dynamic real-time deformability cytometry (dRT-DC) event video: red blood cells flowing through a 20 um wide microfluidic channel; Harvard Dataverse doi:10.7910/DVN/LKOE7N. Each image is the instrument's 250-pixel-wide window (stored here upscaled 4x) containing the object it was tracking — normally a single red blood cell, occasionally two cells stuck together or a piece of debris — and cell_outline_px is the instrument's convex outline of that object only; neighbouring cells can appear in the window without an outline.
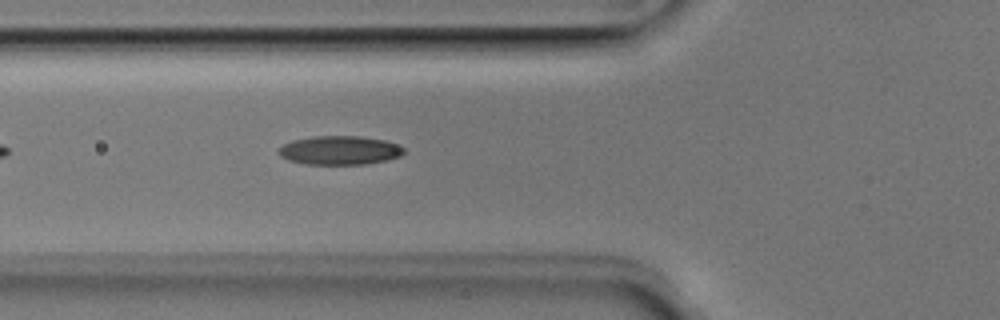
{"species": "Egyptian fruit bat (a non-hibernating species)", "species_latin": "Rousettus aegyptiacus", "temperature_condition": "room temperature", "stored_images_in_passage": 38, "camera_frame_rate_fps": 3000, "um_per_image_px": 0.085, "animal": {"sex": "male"}, "frame": {"image": 1, "passage_image": 6, "time_ms": 1.667, "image_size_px": [1000, 320], "cell_outline_px": [[404, 152], [400, 156], [388, 160], [364, 164], [304, 164], [288, 160], [280, 156], [276, 152], [284, 144], [292, 140], [316, 136], [360, 136], [384, 140], [396, 144], [404, 148]], "centroid_in_image_um": [28.85, 12.78], "position_along_channel_um": 96.9, "area_um2": 21.04}}
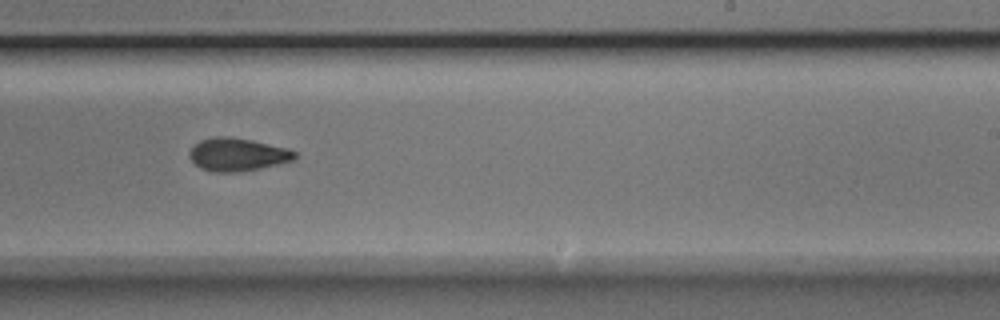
{"frame": {"image": 2, "passage_image": 19, "time_ms": 6.0, "image_size_px": [1000, 320], "cell_outline_px": [[296, 156], [292, 160], [260, 168], [240, 172], [212, 172], [200, 168], [188, 156], [188, 152], [192, 144], [200, 140], [212, 136], [228, 136], [252, 140], [288, 148], [296, 152]], "centroid_in_image_um": [20.12, 13.12], "position_along_channel_um": 268.9, "area_um2": 20.4}}
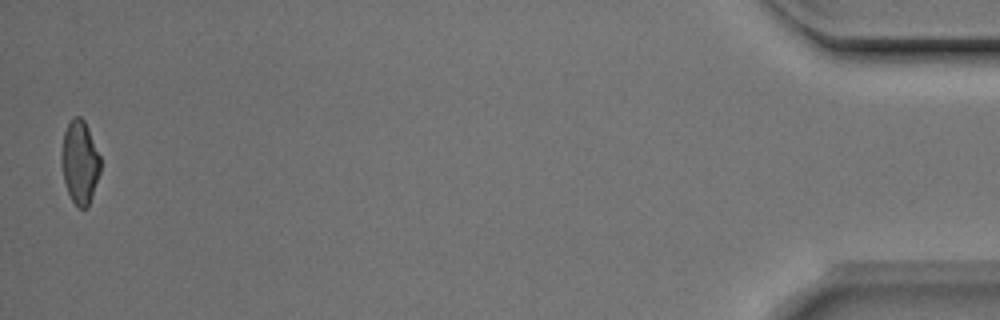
{"frame": {"image": 3, "passage_image": 38, "time_ms": 12.333, "image_size_px": [1000, 320], "cell_outline_px": [[100, 172], [88, 208], [80, 208], [72, 200], [68, 192], [64, 180], [60, 164], [60, 160], [64, 132], [68, 124], [76, 116], [80, 116], [84, 120], [88, 128], [100, 156]], "centroid_in_image_um": [6.78, 13.8], "position_along_channel_um": 428.4, "area_um2": 18.79}, "authors_computed_cell_mechanics": {"area_um2": 20.3456, "velocity_mm_per_s": 3.9615, "shape_relaxation_time_tau1_ms": 4.436, "shape_relaxation_time_tau2_ms": 2.5965, "deformation_change_tau1": 0.1322, "deformation_change_tau2": 0.0968}}